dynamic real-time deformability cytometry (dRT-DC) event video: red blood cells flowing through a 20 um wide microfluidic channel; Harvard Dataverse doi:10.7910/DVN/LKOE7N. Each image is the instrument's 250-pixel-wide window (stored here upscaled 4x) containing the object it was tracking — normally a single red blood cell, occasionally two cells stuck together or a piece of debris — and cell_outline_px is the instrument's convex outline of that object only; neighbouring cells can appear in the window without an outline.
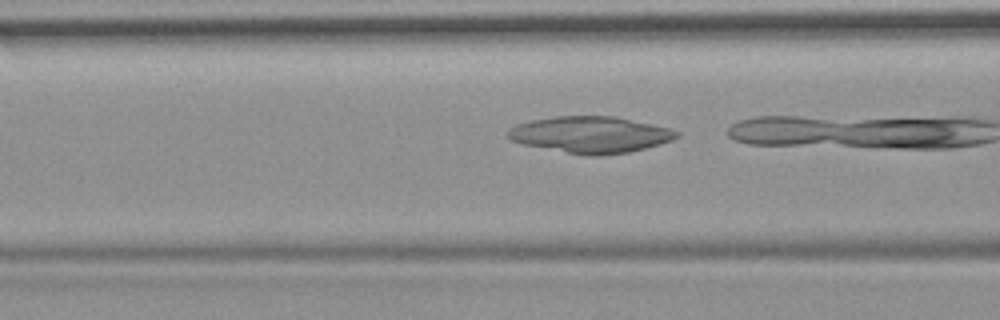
{"species": "common noctule bat (a hibernating species)", "species_latin": "Nyctalus noctula", "temperature_condition": "room temperature", "stored_images_in_passage": 4, "camera_frame_rate_fps": 3000, "um_per_image_px": 0.085, "animal": {"sex": "female", "body_mass_g": 19.9}, "frame": {"image": 1, "passage_image": 3, "time_ms": 0.667, "image_size_px": [1000, 320], "cell_outline_px": [[680, 136], [672, 140], [660, 144], [628, 152], [600, 156], [588, 156], [520, 144], [512, 140], [508, 136], [508, 128], [516, 124], [532, 120], [556, 116], [616, 116], [652, 124], [668, 128], [680, 132]], "centroid_in_image_um": [50.18, 11.44], "position_along_channel_um": 116.4, "area_um2": 35.89}}